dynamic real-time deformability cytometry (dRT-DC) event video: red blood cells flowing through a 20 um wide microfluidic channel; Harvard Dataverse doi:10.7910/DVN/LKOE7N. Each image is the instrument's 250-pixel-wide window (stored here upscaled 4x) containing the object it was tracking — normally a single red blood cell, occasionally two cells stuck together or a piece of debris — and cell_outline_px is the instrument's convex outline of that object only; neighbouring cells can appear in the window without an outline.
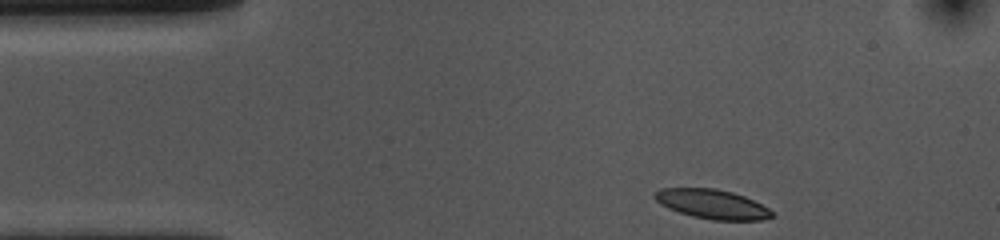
{"species": "common noctule bat (a hibernating species)", "species_latin": "Nyctalus noctula", "temperature_condition": "cold", "stored_images_in_passage": 37, "camera_frame_rate_fps": 3000, "um_per_image_px": 0.085, "animal": {"sex": "female", "body_mass_g": 10.0, "forearm_length_mm": 53.1}, "frame": {"image": 1, "passage_image": 1, "time_ms": 0.0, "image_size_px": [1000, 240], "cell_outline_px": [[772, 216], [764, 220], [712, 220], [692, 216], [668, 208], [660, 204], [652, 196], [660, 188], [716, 188], [732, 192], [744, 196], [768, 208], [772, 212]], "centroid_in_image_um": [60.51, 17.34], "position_along_channel_um": 24.5, "area_um2": 19.94}}
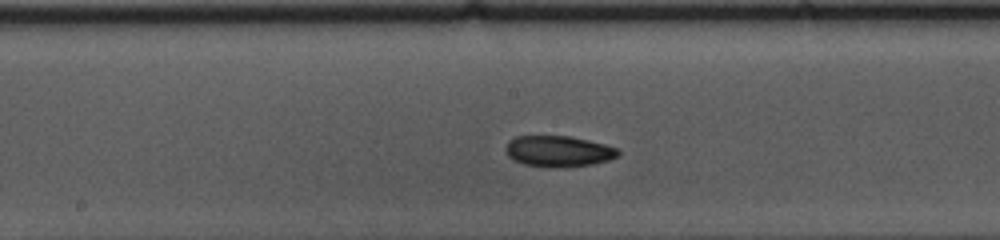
{"frame": {"image": 2, "passage_image": 20, "time_ms": 6.333, "image_size_px": [1000, 240], "cell_outline_px": [[620, 152], [616, 156], [608, 160], [592, 164], [564, 168], [548, 168], [524, 164], [512, 160], [508, 156], [504, 148], [508, 140], [516, 136], [568, 136], [588, 140], [604, 144], [616, 148]], "centroid_in_image_um": [47.41, 12.87], "position_along_channel_um": 200.8, "area_um2": 20.52}}
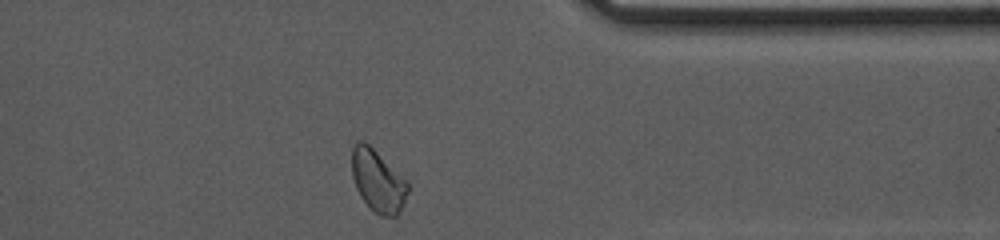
{"frame": {"image": 3, "passage_image": 36, "time_ms": 11.667, "image_size_px": [1000, 240], "cell_outline_px": [[408, 192], [404, 204], [396, 216], [380, 216], [360, 196], [356, 188], [352, 176], [352, 144], [356, 140], [364, 140], [408, 180]], "centroid_in_image_um": [32.12, 15.33], "position_along_channel_um": 379.3, "area_um2": 20.35}}